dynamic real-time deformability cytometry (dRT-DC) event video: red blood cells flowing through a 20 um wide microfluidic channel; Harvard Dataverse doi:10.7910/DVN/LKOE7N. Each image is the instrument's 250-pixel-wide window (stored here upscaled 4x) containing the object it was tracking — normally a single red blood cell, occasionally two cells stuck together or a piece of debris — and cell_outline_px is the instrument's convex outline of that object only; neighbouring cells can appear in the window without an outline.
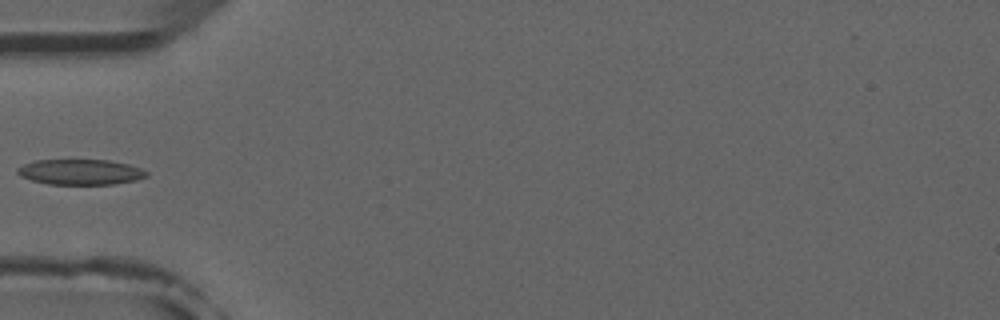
{"species": "common noctule bat (a hibernating species)", "species_latin": "Nyctalus noctula", "temperature_condition": "room temperature", "stored_images_in_passage": 5, "camera_frame_rate_fps": 3000, "um_per_image_px": 0.085, "animal": {"sex": "male", "forearm_length_mm": 52.5}, "frame": {"image": 1, "passage_image": 5, "time_ms": 4.667, "image_size_px": [1000, 320], "cell_outline_px": [[148, 176], [136, 180], [112, 184], [48, 184], [32, 180], [20, 176], [16, 172], [16, 168], [24, 164], [36, 160], [108, 160], [128, 164], [140, 168], [148, 172]], "centroid_in_image_um": [6.82, 14.62], "position_along_channel_um": 78.2, "area_um2": 19.07}}